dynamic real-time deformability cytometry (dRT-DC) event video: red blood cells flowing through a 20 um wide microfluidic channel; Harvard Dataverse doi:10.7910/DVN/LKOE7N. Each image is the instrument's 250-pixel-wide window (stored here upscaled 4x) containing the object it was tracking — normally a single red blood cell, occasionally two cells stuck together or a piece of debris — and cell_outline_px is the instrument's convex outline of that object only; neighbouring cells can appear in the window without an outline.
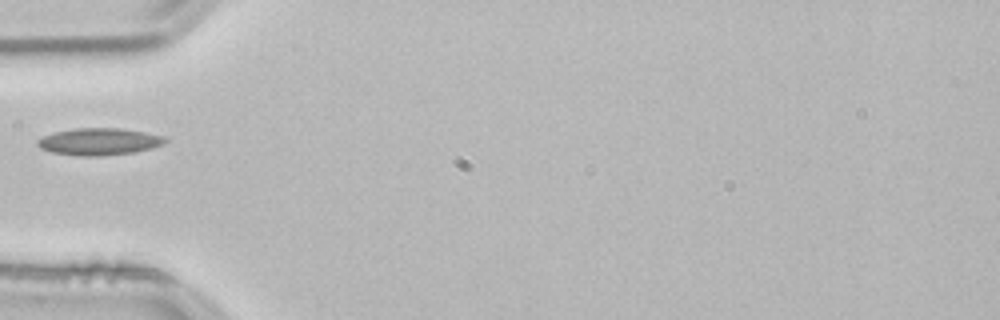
{"species": "common noctule bat (a hibernating species)", "species_latin": "Nyctalus noctula", "temperature_condition": "room temperature", "stored_images_in_passage": 3, "camera_frame_rate_fps": 3000, "um_per_image_px": 0.085, "animal": {"sex": "male", "body_mass_g": 21.5, "forearm_length_mm": 52.0}, "frame": {"image": 1, "passage_image": 1, "time_ms": 0.0, "image_size_px": [1000, 320], "cell_outline_px": [[168, 140], [164, 144], [152, 148], [136, 152], [100, 156], [80, 156], [52, 152], [40, 148], [36, 144], [36, 140], [44, 136], [56, 132], [72, 128], [124, 128], [164, 136]], "centroid_in_image_um": [8.44, 12.03], "position_along_channel_um": 76.6, "area_um2": 20.23}}